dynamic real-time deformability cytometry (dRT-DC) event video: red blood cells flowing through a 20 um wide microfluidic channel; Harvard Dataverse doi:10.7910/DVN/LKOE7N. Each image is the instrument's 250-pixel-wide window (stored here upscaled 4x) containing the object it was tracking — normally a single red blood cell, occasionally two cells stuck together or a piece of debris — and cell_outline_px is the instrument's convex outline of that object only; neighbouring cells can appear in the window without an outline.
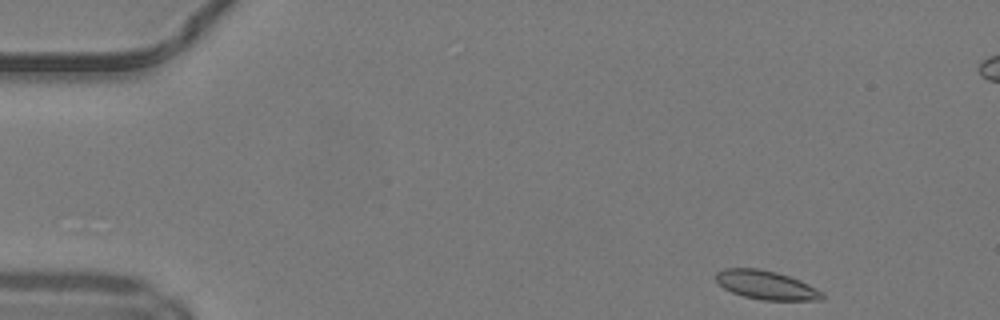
{"species": "common noctule bat (a hibernating species)", "species_latin": "Nyctalus noctula", "temperature_condition": "warm", "stored_images_in_passage": 46, "segment_of_instrument_passage": [1, 2], "camera_frame_rate_fps": 3000, "um_per_image_px": 0.085, "animal": {"sex": "male", "body_mass_g": 19.2, "forearm_length_mm": 51.8}, "frame": {"image": 1, "passage_image": 1, "time_ms": 0.0, "image_size_px": [1000, 320], "cell_outline_px": [[824, 300], [764, 300], [744, 296], [732, 292], [724, 288], [716, 280], [716, 272], [724, 268], [760, 268], [776, 272], [800, 280], [824, 292]], "centroid_in_image_um": [65.15, 24.22], "position_along_channel_um": 19.9, "area_um2": 17.8}}
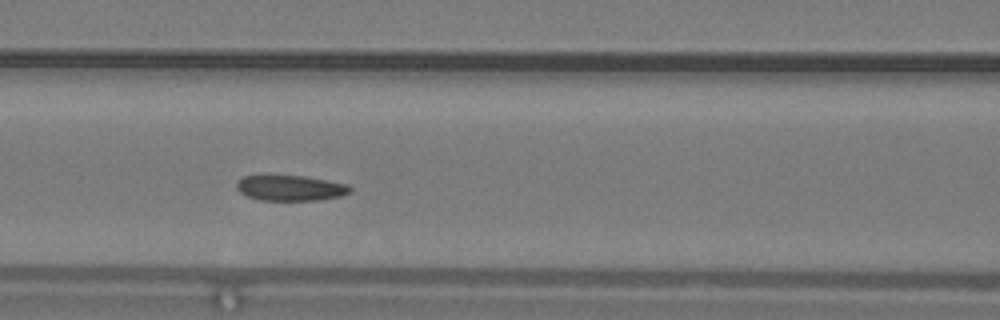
{"frame": {"image": 2, "passage_image": 17, "time_ms": 5.333, "image_size_px": [1000, 320], "cell_outline_px": [[352, 192], [340, 196], [320, 200], [260, 200], [248, 196], [240, 192], [236, 188], [236, 184], [244, 176], [304, 176], [348, 184], [352, 188]], "centroid_in_image_um": [24.73, 15.99], "position_along_channel_um": 141.9, "area_um2": 16.7}}
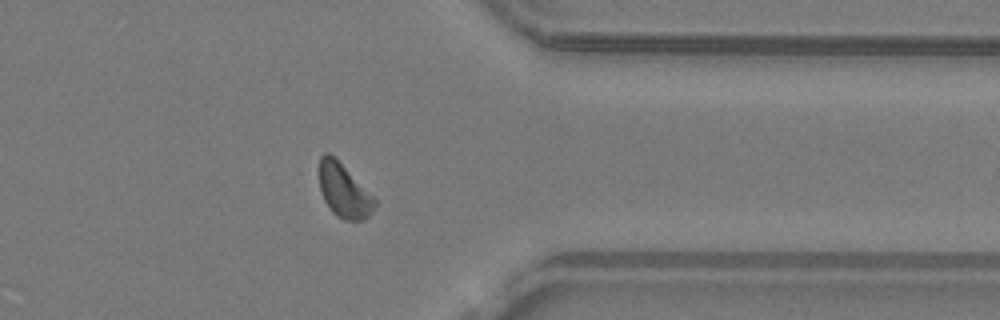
{"frame": {"image": 3, "passage_image": 35, "time_ms": 11.333, "image_size_px": [1000, 320], "cell_outline_px": [[376, 204], [372, 212], [364, 220], [344, 220], [336, 216], [332, 212], [324, 200], [320, 192], [320, 156], [324, 152], [328, 152], [376, 196]], "centroid_in_image_um": [29.26, 16.23], "position_along_channel_um": 382.1, "area_um2": 17.46}}